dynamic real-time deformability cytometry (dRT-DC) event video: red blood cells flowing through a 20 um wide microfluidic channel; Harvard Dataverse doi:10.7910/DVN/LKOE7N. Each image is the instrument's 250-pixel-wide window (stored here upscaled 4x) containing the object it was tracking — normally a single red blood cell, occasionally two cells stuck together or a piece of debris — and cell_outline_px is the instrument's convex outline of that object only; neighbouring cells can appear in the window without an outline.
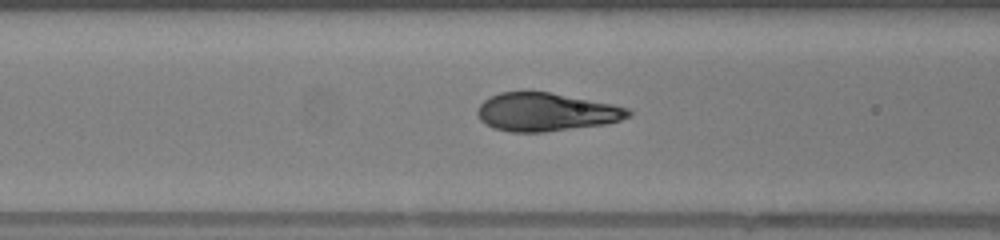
{"species": "human", "species_latin": "Homo sapiens", "temperature_condition": "warm", "stored_images_in_passage": 42, "camera_frame_rate_fps": 3000, "um_per_image_px": 0.085, "donor": {"sex": "female"}, "frame": {"image": 1, "passage_image": 13, "time_ms": 4.0, "image_size_px": [1000, 240], "cell_outline_px": [[632, 116], [620, 120], [604, 124], [544, 132], [512, 132], [492, 128], [484, 124], [480, 120], [476, 112], [476, 108], [484, 100], [500, 92], [548, 92], [612, 104], [632, 108]], "centroid_in_image_um": [46.41, 9.53], "position_along_channel_um": 120.2, "area_um2": 33.64}, "authors_computed_cell_mechanics": {"area_um2": 34.0442, "velocity_mm_per_s": 4.24, "shape_relaxation_time_tau1_ms": 4.0961, "shape_relaxation_time_tau2_ms": null, "deformation_change_tau1": 0.2811, "deformation_change_tau2": null}}